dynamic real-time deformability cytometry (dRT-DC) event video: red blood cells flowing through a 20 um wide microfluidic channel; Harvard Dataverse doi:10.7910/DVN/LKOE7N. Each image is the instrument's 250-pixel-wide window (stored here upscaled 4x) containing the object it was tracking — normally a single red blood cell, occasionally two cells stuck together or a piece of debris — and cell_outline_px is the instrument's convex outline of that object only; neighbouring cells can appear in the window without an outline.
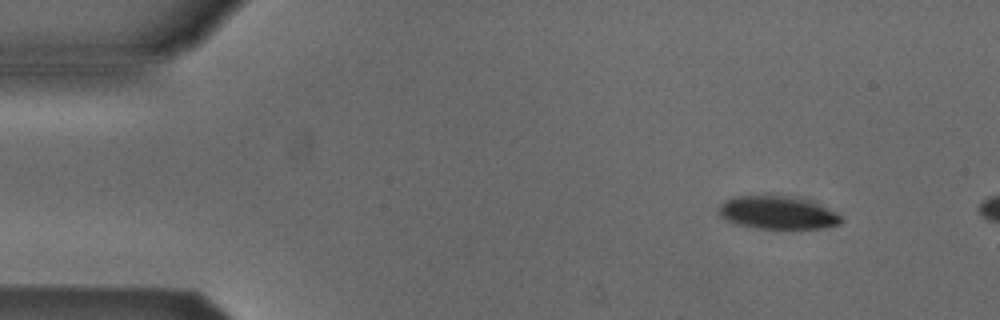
{"species": "Egyptian fruit bat (a non-hibernating species)", "species_latin": "Rousettus aegyptiacus", "temperature_condition": "cold", "stored_images_in_passage": 3, "camera_frame_rate_fps": 3000, "um_per_image_px": 0.085, "animal": {"sex": "male"}, "frame": {"image": 1, "passage_image": 1, "time_ms": 0.0, "image_size_px": [1000, 320], "cell_outline_px": [[840, 224], [824, 228], [752, 228], [736, 224], [720, 216], [720, 204], [724, 200], [732, 196], [764, 192], [772, 192], [800, 196], [812, 200], [820, 204], [840, 216]], "centroid_in_image_um": [66.04, 17.99], "position_along_channel_um": 19.0, "area_um2": 24.62}}